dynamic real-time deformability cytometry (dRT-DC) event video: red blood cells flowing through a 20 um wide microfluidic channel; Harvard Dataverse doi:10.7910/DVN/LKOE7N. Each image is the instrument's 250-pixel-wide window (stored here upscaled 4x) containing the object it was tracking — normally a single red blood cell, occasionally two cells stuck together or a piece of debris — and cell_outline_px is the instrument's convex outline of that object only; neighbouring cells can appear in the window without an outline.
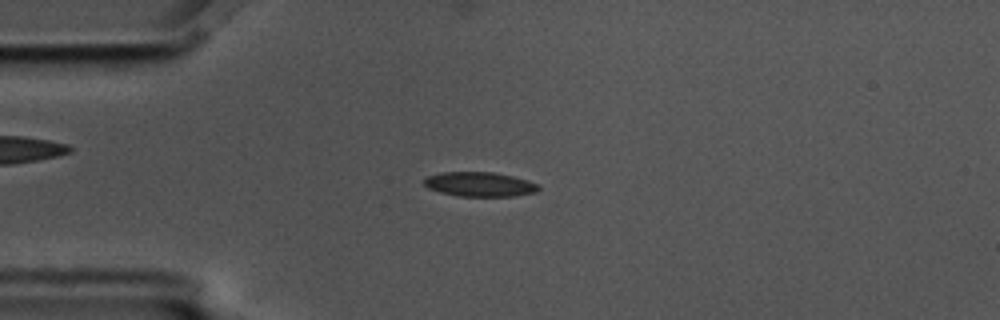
{"species": "common noctule bat (a hibernating species)", "species_latin": "Nyctalus noctula", "temperature_condition": "cold", "stored_images_in_passage": 4, "camera_frame_rate_fps": 3000, "um_per_image_px": 0.085, "animal": {"sex": "male", "body_mass_g": 17.5, "forearm_length_mm": 52.3}, "frame": {"image": 1, "passage_image": 3, "time_ms": 0.667, "image_size_px": [1000, 320], "cell_outline_px": [[540, 188], [536, 192], [516, 196], [460, 196], [440, 192], [428, 188], [424, 184], [424, 180], [428, 176], [440, 172], [492, 172], [512, 176], [528, 180], [540, 184]], "centroid_in_image_um": [40.8, 15.66], "position_along_channel_um": 44.2, "area_um2": 16.36}}